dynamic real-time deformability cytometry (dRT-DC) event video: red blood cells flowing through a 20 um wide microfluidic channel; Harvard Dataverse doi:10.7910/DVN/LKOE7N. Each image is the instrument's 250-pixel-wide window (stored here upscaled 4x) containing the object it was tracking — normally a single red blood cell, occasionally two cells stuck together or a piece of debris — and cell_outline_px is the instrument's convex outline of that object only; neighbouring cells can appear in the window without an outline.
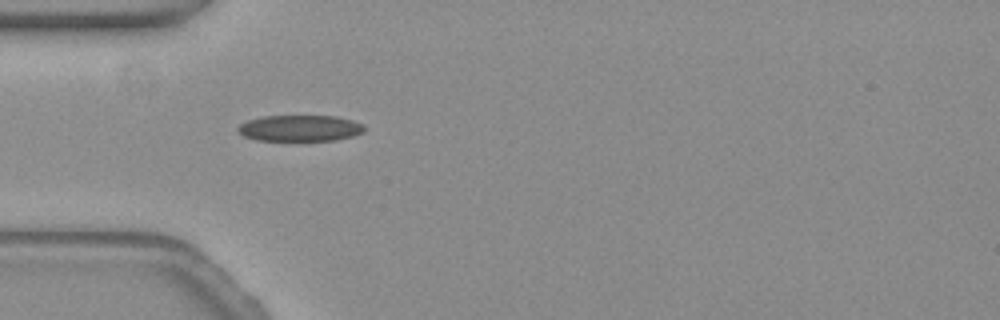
{"species": "common noctule bat (a hibernating species)", "species_latin": "Nyctalus noctula", "temperature_condition": "warm", "stored_images_in_passage": 13, "camera_frame_rate_fps": 3000, "um_per_image_px": 0.085, "animal": {"sex": "female", "body_mass_g": 19.3, "forearm_length_mm": 54.1}, "frame": {"image": 1, "passage_image": 1, "time_ms": 0.0, "image_size_px": [1000, 320], "cell_outline_px": [[364, 132], [352, 136], [336, 140], [256, 140], [244, 136], [236, 128], [240, 124], [248, 120], [260, 116], [336, 116], [352, 120], [364, 124]], "centroid_in_image_um": [25.5, 10.89], "position_along_channel_um": 59.5, "area_um2": 19.25}}
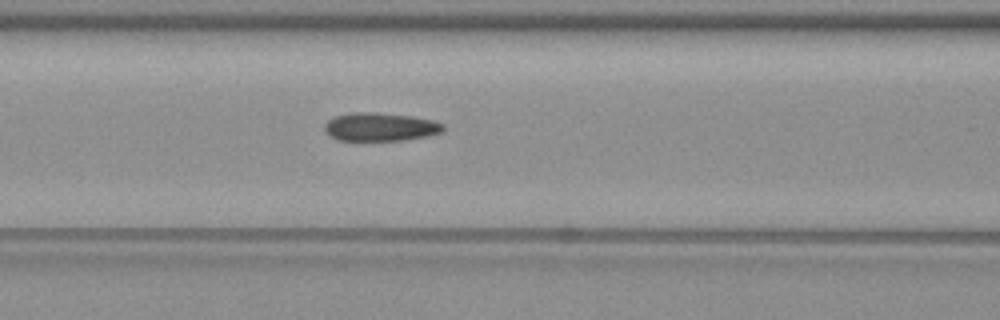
{"frame": {"image": 2, "passage_image": 7, "time_ms": 2.0, "image_size_px": [1000, 320], "cell_outline_px": [[444, 128], [440, 132], [424, 136], [400, 140], [336, 140], [328, 136], [324, 128], [324, 124], [328, 120], [336, 116], [352, 112], [372, 112], [412, 116], [432, 120], [444, 124]], "centroid_in_image_um": [32.26, 10.78], "position_along_channel_um": 134.3, "area_um2": 19.42}}
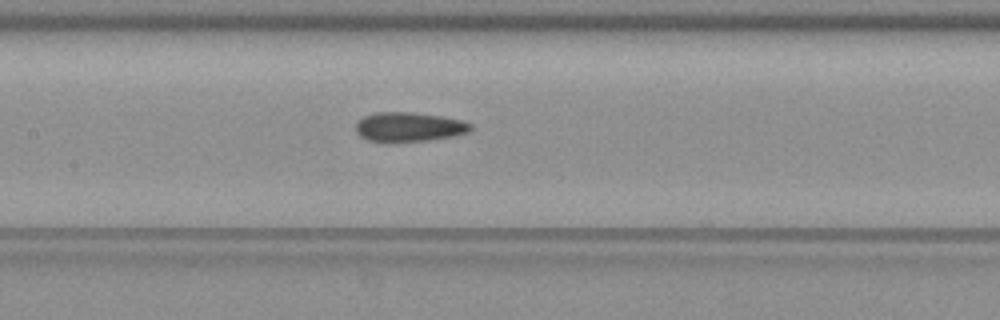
{"frame": {"image": 3, "passage_image": 10, "time_ms": 3.0, "image_size_px": [1000, 320], "cell_outline_px": [[472, 128], [468, 132], [428, 140], [388, 144], [368, 140], [360, 136], [356, 132], [356, 124], [364, 116], [376, 112], [412, 112], [440, 116], [460, 120], [472, 124]], "centroid_in_image_um": [34.7, 10.81], "position_along_channel_um": 172.7, "area_um2": 19.83}}